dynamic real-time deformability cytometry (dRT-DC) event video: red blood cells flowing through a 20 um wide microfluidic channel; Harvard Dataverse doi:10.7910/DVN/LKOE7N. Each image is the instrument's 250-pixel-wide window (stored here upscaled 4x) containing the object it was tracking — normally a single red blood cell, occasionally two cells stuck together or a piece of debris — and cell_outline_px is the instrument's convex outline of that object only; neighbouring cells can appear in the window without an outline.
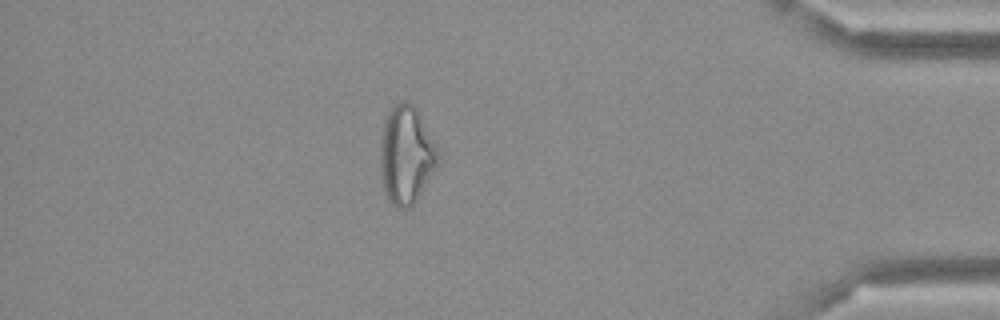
{"species": "Egyptian fruit bat (a non-hibernating species)", "species_latin": "Rousettus aegyptiacus", "temperature_condition": "cold", "stored_images_in_passage": 42, "camera_frame_rate_fps": 3000, "um_per_image_px": 0.085, "frame": {"image": 1, "passage_image": 36, "time_ms": 11.667, "image_size_px": [1000, 320], "cell_outline_px": [[440, 160], [436, 168], [412, 204], [408, 208], [396, 208], [388, 200], [384, 192], [380, 176], [380, 132], [384, 120], [388, 112], [400, 100], [404, 100], [412, 104], [416, 108], [440, 148]], "centroid_in_image_um": [34.52, 13.14], "position_along_channel_um": 400.7, "area_um2": 33.52}}